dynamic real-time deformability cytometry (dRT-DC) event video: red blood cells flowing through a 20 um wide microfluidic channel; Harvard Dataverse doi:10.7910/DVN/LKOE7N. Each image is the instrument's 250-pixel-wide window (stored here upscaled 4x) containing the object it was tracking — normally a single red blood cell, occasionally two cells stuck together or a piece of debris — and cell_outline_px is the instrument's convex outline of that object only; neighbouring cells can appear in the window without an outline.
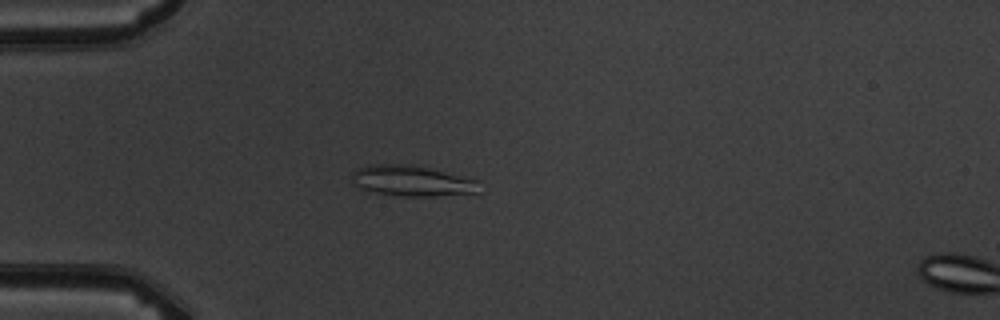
{"species": "common noctule bat (a hibernating species)", "species_latin": "Nyctalus noctula", "temperature_condition": "warm", "stored_images_in_passage": 4, "camera_frame_rate_fps": 3000, "um_per_image_px": 0.085, "animal": {"sex": "male", "body_mass_g": 19.5, "forearm_length_mm": 54.6}, "frame": {"image": 1, "passage_image": 3, "time_ms": 2.333, "image_size_px": [1000, 320], "cell_outline_px": [[480, 192], [432, 196], [404, 196], [376, 192], [360, 188], [352, 180], [352, 172], [356, 168], [368, 164], [404, 164], [428, 168], [476, 180]], "centroid_in_image_um": [34.95, 15.37], "position_along_channel_um": 50.0, "area_um2": 22.31}}